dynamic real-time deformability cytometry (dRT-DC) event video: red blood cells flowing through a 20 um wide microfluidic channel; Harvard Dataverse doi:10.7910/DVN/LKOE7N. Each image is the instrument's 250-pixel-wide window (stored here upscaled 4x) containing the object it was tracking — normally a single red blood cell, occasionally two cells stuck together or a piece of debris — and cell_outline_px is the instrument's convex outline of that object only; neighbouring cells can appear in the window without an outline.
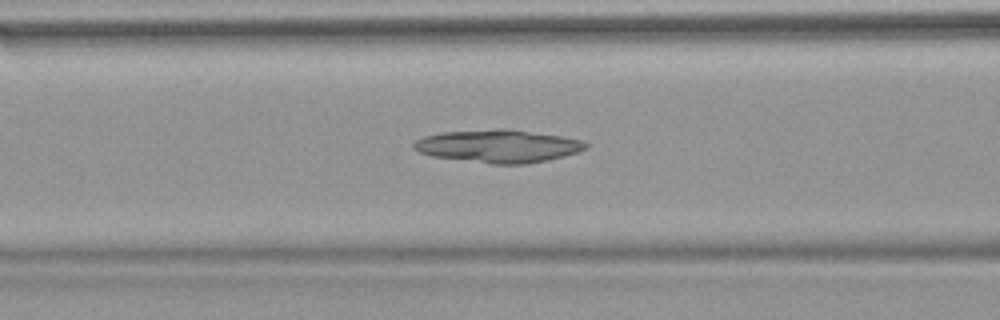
{"species": "common noctule bat (a hibernating species)", "species_latin": "Nyctalus noctula", "temperature_condition": "warm", "stored_images_in_passage": 51, "camera_frame_rate_fps": 3000, "um_per_image_px": 0.085, "animal": {"sex": "female", "body_mass_g": 18.4}, "frame": {"image": 1, "passage_image": 20, "time_ms": 6.333, "image_size_px": [1000, 320], "cell_outline_px": [[588, 148], [564, 156], [548, 160], [524, 164], [492, 164], [432, 156], [420, 152], [412, 148], [412, 144], [416, 140], [424, 136], [444, 132], [496, 128], [508, 128], [560, 136], [584, 140], [588, 144]], "centroid_in_image_um": [42.36, 12.41], "position_along_channel_um": 124.2, "area_um2": 33.0}}
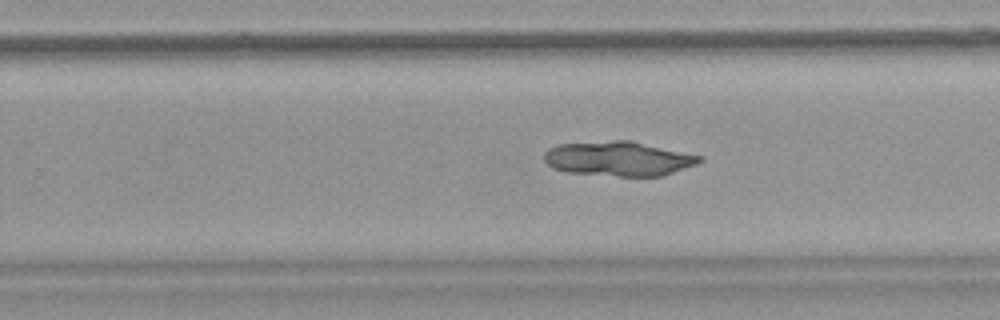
{"frame": {"image": 2, "passage_image": 32, "time_ms": 10.333, "image_size_px": [1000, 320], "cell_outline_px": [[704, 160], [696, 164], [660, 176], [616, 176], [568, 172], [552, 168], [544, 160], [544, 152], [548, 148], [560, 144], [612, 140], [632, 140], [704, 156]], "centroid_in_image_um": [52.59, 13.47], "position_along_channel_um": 277.2, "area_um2": 31.44}}
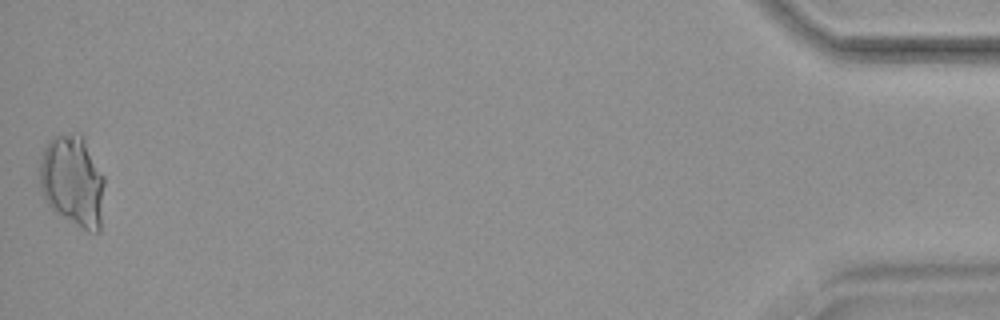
{"frame": {"image": 3, "passage_image": 51, "time_ms": 16.667, "image_size_px": [1000, 320], "cell_outline_px": [[104, 184], [100, 232], [88, 232], [52, 212], [40, 192], [40, 160], [44, 148], [52, 136], [80, 132], [84, 136], [104, 176]], "centroid_in_image_um": [6.17, 15.4], "position_along_channel_um": 429.0, "area_um2": 35.2}}